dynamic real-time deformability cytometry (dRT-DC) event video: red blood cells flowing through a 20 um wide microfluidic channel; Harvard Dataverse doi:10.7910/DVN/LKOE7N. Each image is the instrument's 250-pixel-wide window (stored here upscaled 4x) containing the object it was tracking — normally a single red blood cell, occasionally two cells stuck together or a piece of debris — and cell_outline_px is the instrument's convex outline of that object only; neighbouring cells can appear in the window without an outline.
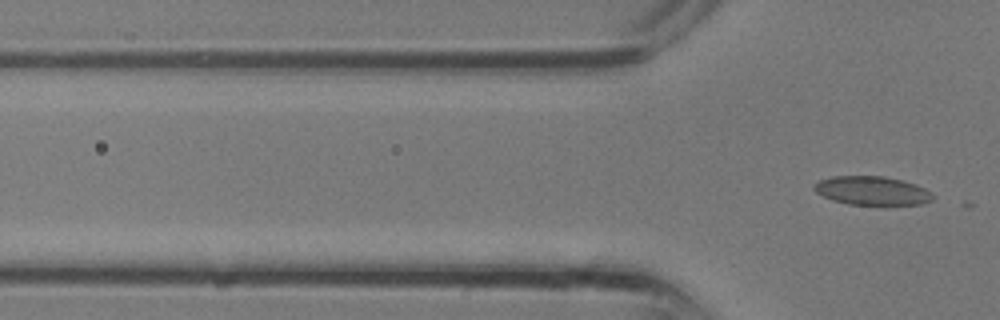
{"species": "common noctule bat (a hibernating species)", "species_latin": "Nyctalus noctula", "temperature_condition": "room temperature", "stored_images_in_passage": 3, "camera_frame_rate_fps": 3000, "um_per_image_px": 0.085, "animal": {"sex": "male", "body_mass_g": 13.3}, "frame": {"image": 1, "passage_image": 3, "time_ms": 0.667, "image_size_px": [1000, 320], "cell_outline_px": [[936, 196], [932, 200], [924, 204], [848, 204], [832, 200], [816, 192], [812, 188], [820, 180], [832, 176], [884, 176], [916, 184], [924, 188]], "centroid_in_image_um": [74.14, 16.2], "position_along_channel_um": 51.7, "area_um2": 19.71}}